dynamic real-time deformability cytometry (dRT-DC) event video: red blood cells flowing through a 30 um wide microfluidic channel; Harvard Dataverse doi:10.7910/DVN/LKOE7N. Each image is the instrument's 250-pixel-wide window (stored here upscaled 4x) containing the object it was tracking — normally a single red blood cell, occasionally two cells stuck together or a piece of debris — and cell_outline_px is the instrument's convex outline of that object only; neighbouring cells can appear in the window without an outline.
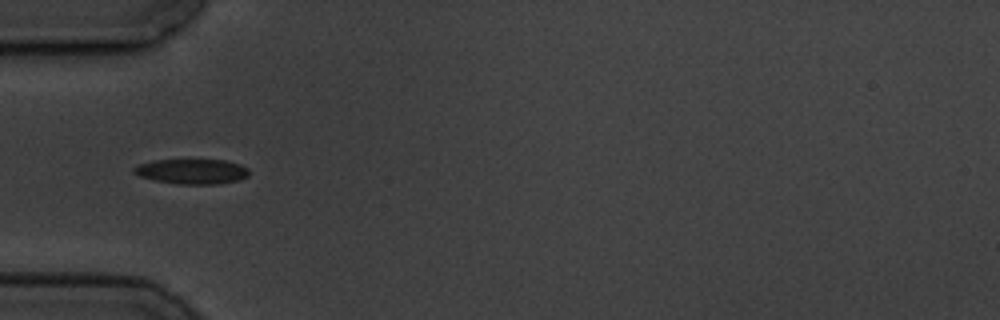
{"species": "common noctule bat (a hibernating species)", "species_latin": "Nyctalus noctula", "temperature_condition": "cold", "stored_images_in_passage": 15, "camera_frame_rate_fps": 3000, "um_per_image_px": 0.085, "animal": {"sex": "male", "body_mass_g": 19.5, "forearm_length_mm": 54.6}, "frame": {"image": 1, "passage_image": 5, "time_ms": 5.333, "image_size_px": [1000, 320], "cell_outline_px": [[248, 176], [240, 180], [220, 184], [176, 184], [156, 180], [140, 176], [132, 172], [132, 168], [140, 164], [156, 160], [224, 160], [240, 164], [248, 168]], "centroid_in_image_um": [16.34, 14.58], "position_along_channel_um": 68.7, "area_um2": 16.76}}
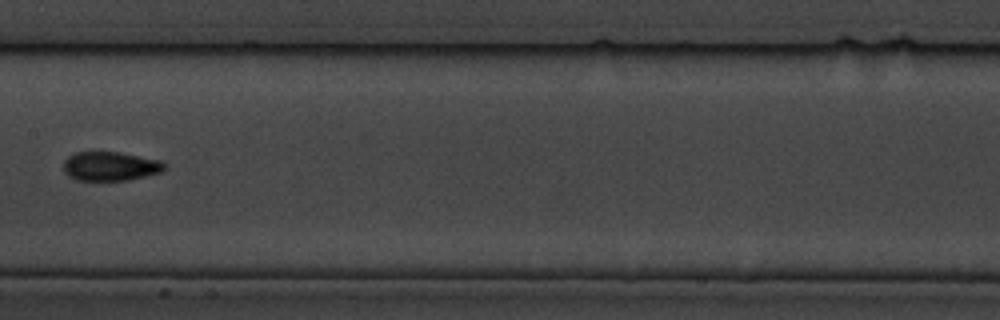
{"frame": {"image": 2, "passage_image": 8, "time_ms": 9.0, "image_size_px": [1000, 320], "cell_outline_px": [[168, 164], [160, 172], [128, 180], [76, 180], [68, 176], [64, 172], [64, 160], [72, 152], [120, 152], [160, 160]], "centroid_in_image_um": [9.35, 14.12], "position_along_channel_um": 198.0, "area_um2": 17.17}}
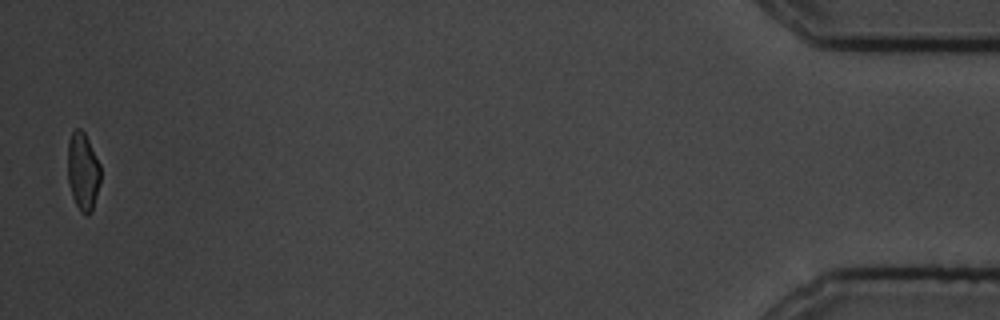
{"frame": {"image": 3, "passage_image": 15, "time_ms": 18.0, "image_size_px": [1000, 320], "cell_outline_px": [[100, 184], [92, 212], [88, 216], [84, 216], [80, 212], [72, 196], [68, 180], [68, 140], [72, 132], [76, 128], [80, 128], [84, 132], [100, 164]], "centroid_in_image_um": [7.05, 14.61], "position_along_channel_um": 428.1, "area_um2": 15.03}, "authors_computed_cell_mechanics": {"area_um2": 17.1088, "velocity_mm_per_s": 3.5344, "shape_relaxation_time_tau1_ms": 2.9191, "shape_relaxation_time_tau2_ms": 1.3124, "deformation_change_tau1": 0.1172, "deformation_change_tau2": 0.0538}}